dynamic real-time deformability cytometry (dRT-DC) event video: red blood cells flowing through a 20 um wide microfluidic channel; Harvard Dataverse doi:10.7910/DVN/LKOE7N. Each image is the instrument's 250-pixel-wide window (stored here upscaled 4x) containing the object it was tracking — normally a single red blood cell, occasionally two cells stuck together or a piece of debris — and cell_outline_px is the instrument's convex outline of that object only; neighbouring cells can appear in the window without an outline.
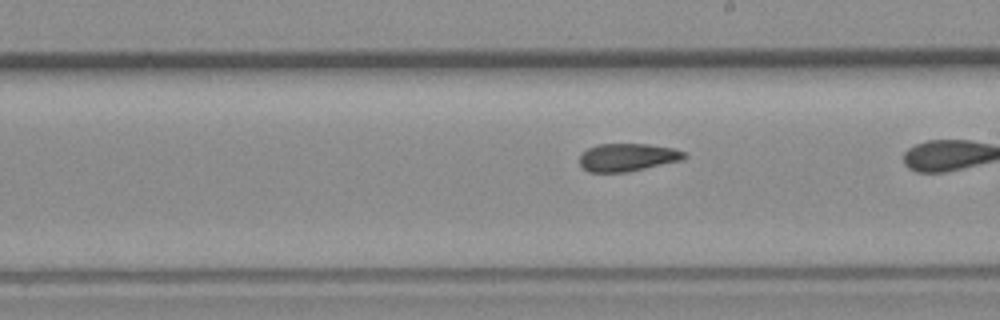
{"species": "common noctule bat (a hibernating species)", "species_latin": "Nyctalus noctula", "temperature_condition": "room temperature", "stored_images_in_passage": 26, "camera_frame_rate_fps": 3000, "um_per_image_px": 0.085, "animal": {"sex": "female", "body_mass_g": 19.3, "forearm_length_mm": 54.1}, "frame": {"image": 1, "passage_image": 22, "time_ms": 7.0, "image_size_px": [1000, 320], "cell_outline_px": [[688, 156], [680, 160], [628, 172], [588, 172], [580, 164], [580, 152], [596, 144], [648, 144], [672, 148], [684, 152]], "centroid_in_image_um": [53.29, 13.37], "position_along_channel_um": 235.7, "area_um2": 16.94}}